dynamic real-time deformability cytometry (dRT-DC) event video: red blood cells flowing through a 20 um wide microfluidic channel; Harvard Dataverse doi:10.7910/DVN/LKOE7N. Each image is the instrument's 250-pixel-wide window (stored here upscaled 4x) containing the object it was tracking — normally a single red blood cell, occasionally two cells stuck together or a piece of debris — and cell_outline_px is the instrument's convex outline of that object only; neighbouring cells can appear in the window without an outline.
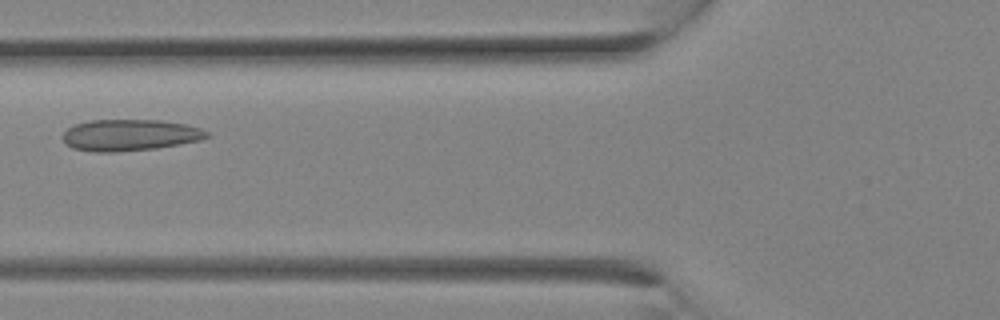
{"species": "Egyptian fruit bat (a non-hibernating species)", "species_latin": "Rousettus aegyptiacus", "temperature_condition": "room temperature", "stored_images_in_passage": 4, "camera_frame_rate_fps": 3000, "um_per_image_px": 0.085, "animal": {"sex": "female"}, "frame": {"image": 1, "passage_image": 3, "time_ms": 0.667, "image_size_px": [1000, 320], "cell_outline_px": [[212, 136], [200, 140], [156, 148], [116, 152], [92, 152], [72, 148], [64, 140], [64, 132], [68, 128], [76, 124], [92, 120], [160, 120], [184, 124], [200, 128], [208, 132]], "centroid_in_image_um": [11.05, 11.48], "position_along_channel_um": 114.7, "area_um2": 26.24}}